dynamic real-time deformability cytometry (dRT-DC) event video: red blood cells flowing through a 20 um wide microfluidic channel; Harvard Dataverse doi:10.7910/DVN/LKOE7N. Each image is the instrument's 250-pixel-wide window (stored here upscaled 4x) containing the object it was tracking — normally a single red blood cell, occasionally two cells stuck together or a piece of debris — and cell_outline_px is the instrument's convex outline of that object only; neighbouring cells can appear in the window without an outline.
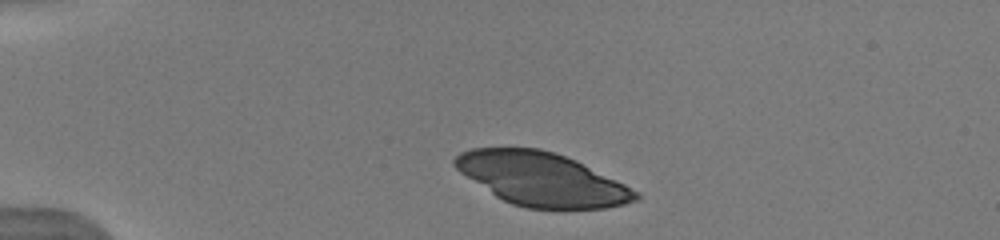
{"species": "human", "species_latin": "Homo sapiens", "temperature_condition": "warm", "stored_images_in_passage": 7, "camera_frame_rate_fps": 3000, "um_per_image_px": 0.085, "donor": {"sex": "male"}, "frame": {"image": 1, "passage_image": 1, "time_ms": 0.0, "image_size_px": [1000, 240], "cell_outline_px": [[640, 200], [624, 204], [604, 208], [528, 208], [512, 204], [496, 196], [460, 172], [452, 164], [452, 160], [460, 152], [472, 148], [540, 148], [576, 160], [640, 192]], "centroid_in_image_um": [46.05, 15.22], "position_along_channel_um": 39.0, "area_um2": 55.66}}